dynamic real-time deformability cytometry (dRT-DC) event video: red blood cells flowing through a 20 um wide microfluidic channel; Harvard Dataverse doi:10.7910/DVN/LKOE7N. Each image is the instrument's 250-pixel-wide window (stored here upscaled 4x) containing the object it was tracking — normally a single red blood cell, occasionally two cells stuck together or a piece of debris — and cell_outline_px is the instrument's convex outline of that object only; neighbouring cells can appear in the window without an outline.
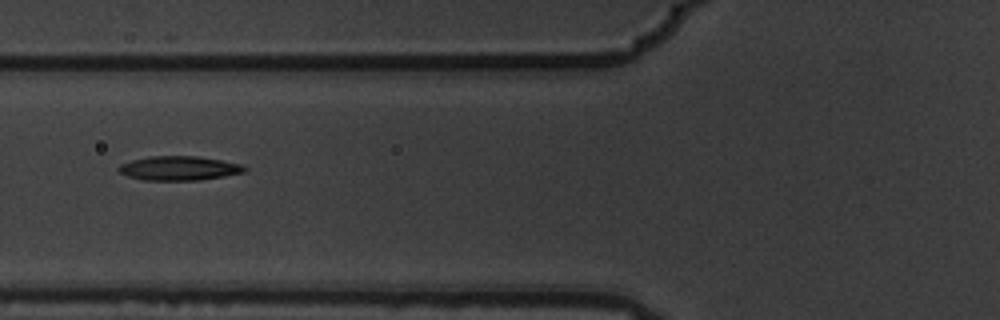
{"species": "common noctule bat (a hibernating species)", "species_latin": "Nyctalus noctula", "temperature_condition": "warm", "stored_images_in_passage": 9, "camera_frame_rate_fps": 3000, "um_per_image_px": 0.085, "animal": {"sex": "male", "body_mass_g": 19.5, "forearm_length_mm": 54.6}, "frame": {"image": 1, "passage_image": 7, "time_ms": 2.0, "image_size_px": [1000, 320], "cell_outline_px": [[248, 168], [244, 172], [224, 176], [200, 180], [144, 180], [128, 176], [120, 172], [116, 168], [120, 164], [132, 160], [148, 156], [196, 156], [244, 164]], "centroid_in_image_um": [15.23, 14.29], "position_along_channel_um": 110.6, "area_um2": 17.8}}
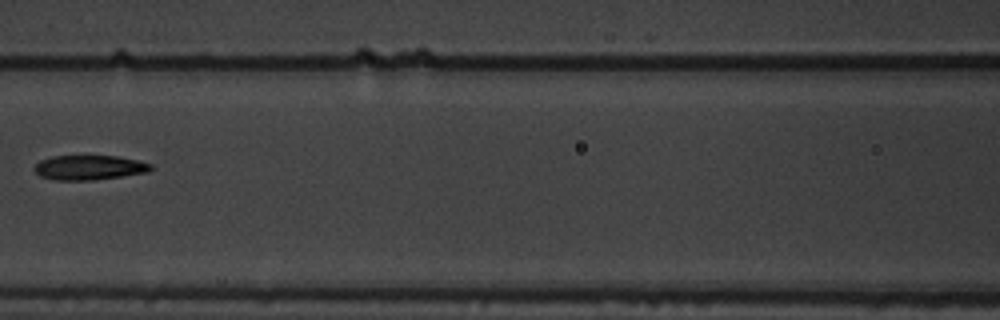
{"frame": {"image": 2, "passage_image": 8, "time_ms": 2.333, "image_size_px": [1000, 320], "cell_outline_px": [[152, 168], [148, 172], [92, 180], [52, 180], [40, 176], [32, 168], [40, 160], [52, 156], [116, 156], [136, 160], [152, 164]], "centroid_in_image_um": [7.54, 14.24], "position_along_channel_um": 159.1, "area_um2": 16.65}}
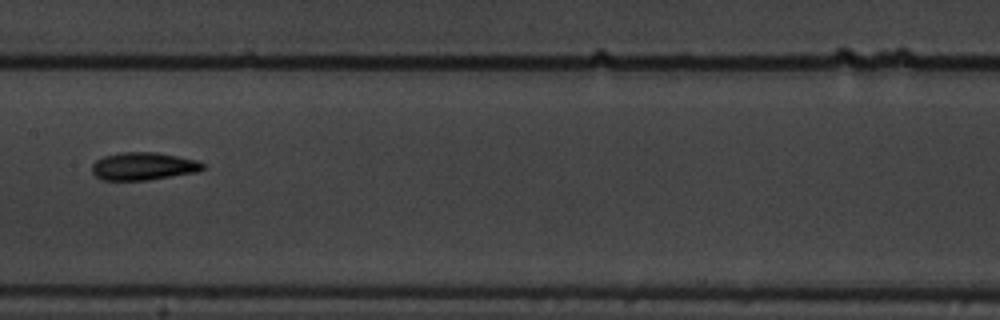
{"frame": {"image": 3, "passage_image": 9, "time_ms": 2.667, "image_size_px": [1000, 320], "cell_outline_px": [[204, 168], [196, 172], [148, 180], [100, 180], [92, 172], [92, 164], [96, 160], [104, 156], [120, 152], [156, 152], [196, 160], [204, 164]], "centroid_in_image_um": [12.15, 14.13], "position_along_channel_um": 195.3, "area_um2": 17.86}}